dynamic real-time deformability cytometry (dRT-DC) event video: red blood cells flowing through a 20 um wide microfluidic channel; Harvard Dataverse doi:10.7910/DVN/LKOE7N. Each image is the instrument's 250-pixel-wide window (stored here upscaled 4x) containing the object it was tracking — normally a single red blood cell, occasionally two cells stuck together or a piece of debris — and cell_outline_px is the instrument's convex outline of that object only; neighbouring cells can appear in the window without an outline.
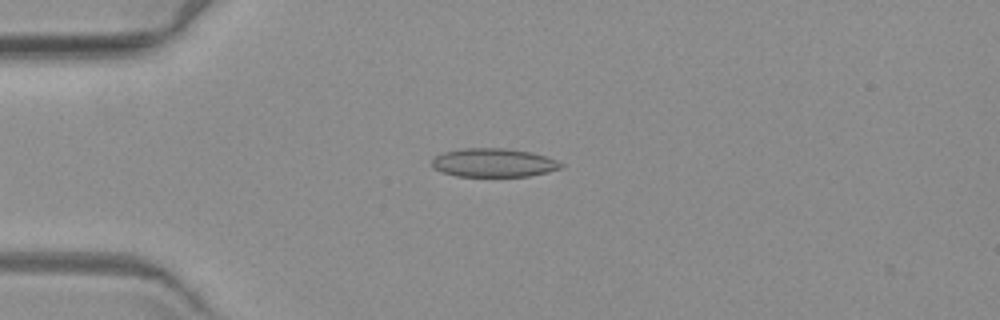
{"species": "common noctule bat (a hibernating species)", "species_latin": "Nyctalus noctula", "temperature_condition": "warm", "stored_images_in_passage": 4, "camera_frame_rate_fps": 3000, "um_per_image_px": 0.085, "animal": {"sex": "female", "body_mass_g": 19.3, "forearm_length_mm": 54.1}, "frame": {"image": 1, "passage_image": 4, "time_ms": 3.667, "image_size_px": [1000, 320], "cell_outline_px": [[564, 168], [528, 176], [456, 176], [440, 172], [432, 168], [432, 160], [436, 156], [444, 152], [464, 148], [504, 148], [532, 152], [556, 160], [564, 164]], "centroid_in_image_um": [41.95, 13.83], "position_along_channel_um": 43.1, "area_um2": 21.56}}